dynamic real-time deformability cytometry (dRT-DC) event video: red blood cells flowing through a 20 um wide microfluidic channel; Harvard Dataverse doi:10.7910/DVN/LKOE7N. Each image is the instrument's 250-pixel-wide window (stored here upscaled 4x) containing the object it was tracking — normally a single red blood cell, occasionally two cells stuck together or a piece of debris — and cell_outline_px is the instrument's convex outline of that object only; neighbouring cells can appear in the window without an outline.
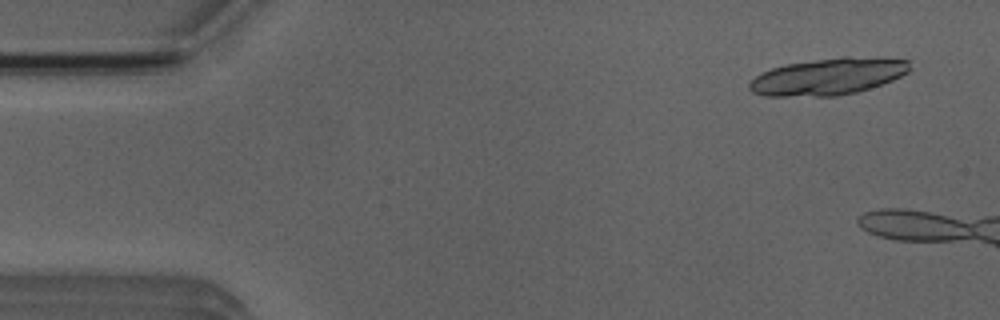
{"species": "Egyptian fruit bat (a non-hibernating species)", "species_latin": "Rousettus aegyptiacus", "temperature_condition": "room temperature", "stored_images_in_passage": 5, "camera_frame_rate_fps": 3000, "um_per_image_px": 0.085, "animal": {"sex": "male"}, "frame": {"image": 1, "passage_image": 1, "time_ms": 0.0, "image_size_px": [1000, 320], "cell_outline_px": [[912, 68], [908, 72], [892, 80], [856, 92], [836, 96], [764, 96], [752, 92], [748, 88], [748, 84], [756, 76], [772, 68], [784, 64], [844, 56], [880, 56], [908, 60]], "centroid_in_image_um": [70.43, 6.48], "position_along_channel_um": 14.6, "area_um2": 34.62}}